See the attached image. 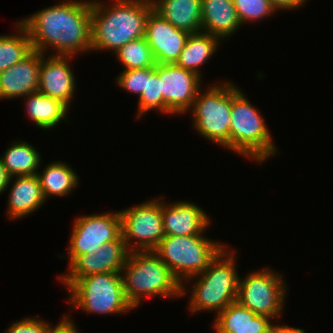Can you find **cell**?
<instances>
[{
    "label": "cell",
    "mask_w": 333,
    "mask_h": 333,
    "mask_svg": "<svg viewBox=\"0 0 333 333\" xmlns=\"http://www.w3.org/2000/svg\"><path fill=\"white\" fill-rule=\"evenodd\" d=\"M20 23L31 40L32 49L46 53L55 48V55L76 56L91 51V0L60 2Z\"/></svg>",
    "instance_id": "obj_1"
},
{
    "label": "cell",
    "mask_w": 333,
    "mask_h": 333,
    "mask_svg": "<svg viewBox=\"0 0 333 333\" xmlns=\"http://www.w3.org/2000/svg\"><path fill=\"white\" fill-rule=\"evenodd\" d=\"M91 1V50L117 51L128 42L144 37L151 0H115L106 5ZM106 7H105V6Z\"/></svg>",
    "instance_id": "obj_2"
},
{
    "label": "cell",
    "mask_w": 333,
    "mask_h": 333,
    "mask_svg": "<svg viewBox=\"0 0 333 333\" xmlns=\"http://www.w3.org/2000/svg\"><path fill=\"white\" fill-rule=\"evenodd\" d=\"M120 273L126 300L133 308L145 296L182 297L181 282L153 250L129 252Z\"/></svg>",
    "instance_id": "obj_3"
},
{
    "label": "cell",
    "mask_w": 333,
    "mask_h": 333,
    "mask_svg": "<svg viewBox=\"0 0 333 333\" xmlns=\"http://www.w3.org/2000/svg\"><path fill=\"white\" fill-rule=\"evenodd\" d=\"M232 84L230 149L261 163L277 152L263 116Z\"/></svg>",
    "instance_id": "obj_4"
},
{
    "label": "cell",
    "mask_w": 333,
    "mask_h": 333,
    "mask_svg": "<svg viewBox=\"0 0 333 333\" xmlns=\"http://www.w3.org/2000/svg\"><path fill=\"white\" fill-rule=\"evenodd\" d=\"M233 251L225 247L202 273L195 275L198 281L194 282L189 302L192 313L212 310L218 314L237 301L240 277Z\"/></svg>",
    "instance_id": "obj_5"
},
{
    "label": "cell",
    "mask_w": 333,
    "mask_h": 333,
    "mask_svg": "<svg viewBox=\"0 0 333 333\" xmlns=\"http://www.w3.org/2000/svg\"><path fill=\"white\" fill-rule=\"evenodd\" d=\"M225 247L204 235L164 236L153 251L181 282L184 295V282L202 273Z\"/></svg>",
    "instance_id": "obj_6"
},
{
    "label": "cell",
    "mask_w": 333,
    "mask_h": 333,
    "mask_svg": "<svg viewBox=\"0 0 333 333\" xmlns=\"http://www.w3.org/2000/svg\"><path fill=\"white\" fill-rule=\"evenodd\" d=\"M68 290L72 307L77 306L88 313L123 314L134 309L126 300L120 272L81 277Z\"/></svg>",
    "instance_id": "obj_7"
},
{
    "label": "cell",
    "mask_w": 333,
    "mask_h": 333,
    "mask_svg": "<svg viewBox=\"0 0 333 333\" xmlns=\"http://www.w3.org/2000/svg\"><path fill=\"white\" fill-rule=\"evenodd\" d=\"M210 86L204 93L198 91L190 109L193 126L204 138L230 150L232 83Z\"/></svg>",
    "instance_id": "obj_8"
},
{
    "label": "cell",
    "mask_w": 333,
    "mask_h": 333,
    "mask_svg": "<svg viewBox=\"0 0 333 333\" xmlns=\"http://www.w3.org/2000/svg\"><path fill=\"white\" fill-rule=\"evenodd\" d=\"M282 275L263 268L239 279L237 301L257 315L280 317L284 308L286 285Z\"/></svg>",
    "instance_id": "obj_9"
},
{
    "label": "cell",
    "mask_w": 333,
    "mask_h": 333,
    "mask_svg": "<svg viewBox=\"0 0 333 333\" xmlns=\"http://www.w3.org/2000/svg\"><path fill=\"white\" fill-rule=\"evenodd\" d=\"M119 212L122 236L129 252L154 250L164 238L161 198Z\"/></svg>",
    "instance_id": "obj_10"
},
{
    "label": "cell",
    "mask_w": 333,
    "mask_h": 333,
    "mask_svg": "<svg viewBox=\"0 0 333 333\" xmlns=\"http://www.w3.org/2000/svg\"><path fill=\"white\" fill-rule=\"evenodd\" d=\"M69 240V266L81 255L96 252L121 235L120 212L84 215L75 219Z\"/></svg>",
    "instance_id": "obj_11"
},
{
    "label": "cell",
    "mask_w": 333,
    "mask_h": 333,
    "mask_svg": "<svg viewBox=\"0 0 333 333\" xmlns=\"http://www.w3.org/2000/svg\"><path fill=\"white\" fill-rule=\"evenodd\" d=\"M158 76L166 107L174 114L186 113L201 89V78L176 64H159Z\"/></svg>",
    "instance_id": "obj_12"
},
{
    "label": "cell",
    "mask_w": 333,
    "mask_h": 333,
    "mask_svg": "<svg viewBox=\"0 0 333 333\" xmlns=\"http://www.w3.org/2000/svg\"><path fill=\"white\" fill-rule=\"evenodd\" d=\"M123 236L104 243L96 252L79 256L69 268V273L59 276L69 288L76 280L91 274L121 272L128 256Z\"/></svg>",
    "instance_id": "obj_13"
},
{
    "label": "cell",
    "mask_w": 333,
    "mask_h": 333,
    "mask_svg": "<svg viewBox=\"0 0 333 333\" xmlns=\"http://www.w3.org/2000/svg\"><path fill=\"white\" fill-rule=\"evenodd\" d=\"M190 33L175 28L152 10L147 19L144 38L151 48L155 63L176 64Z\"/></svg>",
    "instance_id": "obj_14"
},
{
    "label": "cell",
    "mask_w": 333,
    "mask_h": 333,
    "mask_svg": "<svg viewBox=\"0 0 333 333\" xmlns=\"http://www.w3.org/2000/svg\"><path fill=\"white\" fill-rule=\"evenodd\" d=\"M45 56L41 53L37 92L60 100L70 108L76 80L68 60H72L75 56L54 54L48 58Z\"/></svg>",
    "instance_id": "obj_15"
},
{
    "label": "cell",
    "mask_w": 333,
    "mask_h": 333,
    "mask_svg": "<svg viewBox=\"0 0 333 333\" xmlns=\"http://www.w3.org/2000/svg\"><path fill=\"white\" fill-rule=\"evenodd\" d=\"M41 52L32 50L21 61L0 72V99L25 97L37 92Z\"/></svg>",
    "instance_id": "obj_16"
},
{
    "label": "cell",
    "mask_w": 333,
    "mask_h": 333,
    "mask_svg": "<svg viewBox=\"0 0 333 333\" xmlns=\"http://www.w3.org/2000/svg\"><path fill=\"white\" fill-rule=\"evenodd\" d=\"M162 223L165 236L202 235L209 226L206 212L185 201L165 204L162 200Z\"/></svg>",
    "instance_id": "obj_17"
},
{
    "label": "cell",
    "mask_w": 333,
    "mask_h": 333,
    "mask_svg": "<svg viewBox=\"0 0 333 333\" xmlns=\"http://www.w3.org/2000/svg\"><path fill=\"white\" fill-rule=\"evenodd\" d=\"M216 317L213 323L216 333H272V319L257 315L238 301L228 305Z\"/></svg>",
    "instance_id": "obj_18"
},
{
    "label": "cell",
    "mask_w": 333,
    "mask_h": 333,
    "mask_svg": "<svg viewBox=\"0 0 333 333\" xmlns=\"http://www.w3.org/2000/svg\"><path fill=\"white\" fill-rule=\"evenodd\" d=\"M14 177L16 179L11 183L7 211L10 219H21L37 211L46 200L36 174Z\"/></svg>",
    "instance_id": "obj_19"
},
{
    "label": "cell",
    "mask_w": 333,
    "mask_h": 333,
    "mask_svg": "<svg viewBox=\"0 0 333 333\" xmlns=\"http://www.w3.org/2000/svg\"><path fill=\"white\" fill-rule=\"evenodd\" d=\"M201 11L203 32L222 40L241 27L233 0H201Z\"/></svg>",
    "instance_id": "obj_20"
},
{
    "label": "cell",
    "mask_w": 333,
    "mask_h": 333,
    "mask_svg": "<svg viewBox=\"0 0 333 333\" xmlns=\"http://www.w3.org/2000/svg\"><path fill=\"white\" fill-rule=\"evenodd\" d=\"M153 10L175 28L197 33L202 31L201 0H151Z\"/></svg>",
    "instance_id": "obj_21"
},
{
    "label": "cell",
    "mask_w": 333,
    "mask_h": 333,
    "mask_svg": "<svg viewBox=\"0 0 333 333\" xmlns=\"http://www.w3.org/2000/svg\"><path fill=\"white\" fill-rule=\"evenodd\" d=\"M219 40L221 39L217 36L203 31L190 34L176 65L201 77L200 67L216 52L218 43L221 42Z\"/></svg>",
    "instance_id": "obj_22"
},
{
    "label": "cell",
    "mask_w": 333,
    "mask_h": 333,
    "mask_svg": "<svg viewBox=\"0 0 333 333\" xmlns=\"http://www.w3.org/2000/svg\"><path fill=\"white\" fill-rule=\"evenodd\" d=\"M27 114L35 124L42 129L49 130L68 115L69 107L60 100L51 98L39 92L25 96Z\"/></svg>",
    "instance_id": "obj_23"
},
{
    "label": "cell",
    "mask_w": 333,
    "mask_h": 333,
    "mask_svg": "<svg viewBox=\"0 0 333 333\" xmlns=\"http://www.w3.org/2000/svg\"><path fill=\"white\" fill-rule=\"evenodd\" d=\"M73 170L66 162L58 161L48 164L42 174H36L45 200L50 195L64 197L77 187L79 177Z\"/></svg>",
    "instance_id": "obj_24"
},
{
    "label": "cell",
    "mask_w": 333,
    "mask_h": 333,
    "mask_svg": "<svg viewBox=\"0 0 333 333\" xmlns=\"http://www.w3.org/2000/svg\"><path fill=\"white\" fill-rule=\"evenodd\" d=\"M4 155L0 157L8 174L14 176H26L37 174L41 163L39 152L28 142H13Z\"/></svg>",
    "instance_id": "obj_25"
},
{
    "label": "cell",
    "mask_w": 333,
    "mask_h": 333,
    "mask_svg": "<svg viewBox=\"0 0 333 333\" xmlns=\"http://www.w3.org/2000/svg\"><path fill=\"white\" fill-rule=\"evenodd\" d=\"M15 26L19 31L17 34L0 35V72L21 61L33 50L25 27L20 22Z\"/></svg>",
    "instance_id": "obj_26"
},
{
    "label": "cell",
    "mask_w": 333,
    "mask_h": 333,
    "mask_svg": "<svg viewBox=\"0 0 333 333\" xmlns=\"http://www.w3.org/2000/svg\"><path fill=\"white\" fill-rule=\"evenodd\" d=\"M114 53L124 66V70L149 68L156 64L151 48L144 37L128 42Z\"/></svg>",
    "instance_id": "obj_27"
},
{
    "label": "cell",
    "mask_w": 333,
    "mask_h": 333,
    "mask_svg": "<svg viewBox=\"0 0 333 333\" xmlns=\"http://www.w3.org/2000/svg\"><path fill=\"white\" fill-rule=\"evenodd\" d=\"M157 110L164 112L165 114H173L164 104L163 95L161 93L160 79L158 76V63L154 66L146 68V84L145 90L141 93L138 99V116L150 110Z\"/></svg>",
    "instance_id": "obj_28"
},
{
    "label": "cell",
    "mask_w": 333,
    "mask_h": 333,
    "mask_svg": "<svg viewBox=\"0 0 333 333\" xmlns=\"http://www.w3.org/2000/svg\"><path fill=\"white\" fill-rule=\"evenodd\" d=\"M241 24L260 21L277 10L270 0H233Z\"/></svg>",
    "instance_id": "obj_29"
},
{
    "label": "cell",
    "mask_w": 333,
    "mask_h": 333,
    "mask_svg": "<svg viewBox=\"0 0 333 333\" xmlns=\"http://www.w3.org/2000/svg\"><path fill=\"white\" fill-rule=\"evenodd\" d=\"M116 83L120 88L137 94L139 97L145 90L146 84V68L123 70L119 76H117Z\"/></svg>",
    "instance_id": "obj_30"
},
{
    "label": "cell",
    "mask_w": 333,
    "mask_h": 333,
    "mask_svg": "<svg viewBox=\"0 0 333 333\" xmlns=\"http://www.w3.org/2000/svg\"><path fill=\"white\" fill-rule=\"evenodd\" d=\"M53 326L50 323L28 317L13 323L5 333H49Z\"/></svg>",
    "instance_id": "obj_31"
},
{
    "label": "cell",
    "mask_w": 333,
    "mask_h": 333,
    "mask_svg": "<svg viewBox=\"0 0 333 333\" xmlns=\"http://www.w3.org/2000/svg\"><path fill=\"white\" fill-rule=\"evenodd\" d=\"M62 318L63 319L60 320V323L58 322L56 326H53L49 333H79L77 326L72 320H70V318H68V315L66 317L63 316Z\"/></svg>",
    "instance_id": "obj_32"
},
{
    "label": "cell",
    "mask_w": 333,
    "mask_h": 333,
    "mask_svg": "<svg viewBox=\"0 0 333 333\" xmlns=\"http://www.w3.org/2000/svg\"><path fill=\"white\" fill-rule=\"evenodd\" d=\"M271 4L277 9L289 10L302 6L306 0H270Z\"/></svg>",
    "instance_id": "obj_33"
},
{
    "label": "cell",
    "mask_w": 333,
    "mask_h": 333,
    "mask_svg": "<svg viewBox=\"0 0 333 333\" xmlns=\"http://www.w3.org/2000/svg\"><path fill=\"white\" fill-rule=\"evenodd\" d=\"M12 178L13 177L8 174L6 168L3 166V163L0 160V194L7 190L6 188H9L8 186L13 180Z\"/></svg>",
    "instance_id": "obj_34"
},
{
    "label": "cell",
    "mask_w": 333,
    "mask_h": 333,
    "mask_svg": "<svg viewBox=\"0 0 333 333\" xmlns=\"http://www.w3.org/2000/svg\"><path fill=\"white\" fill-rule=\"evenodd\" d=\"M272 333H305L304 329L290 327L289 325L281 326L274 324L272 327Z\"/></svg>",
    "instance_id": "obj_35"
}]
</instances>
